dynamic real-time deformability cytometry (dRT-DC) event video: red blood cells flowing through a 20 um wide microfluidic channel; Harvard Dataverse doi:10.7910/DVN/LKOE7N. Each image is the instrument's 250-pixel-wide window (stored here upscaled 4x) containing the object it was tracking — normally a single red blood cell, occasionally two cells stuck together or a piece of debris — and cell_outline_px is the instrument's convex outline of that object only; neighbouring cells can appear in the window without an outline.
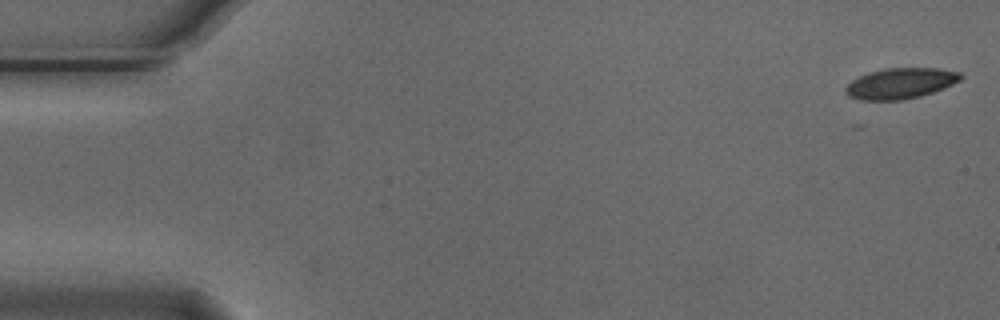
{"species": "Egyptian fruit bat (a non-hibernating species)", "species_latin": "Rousettus aegyptiacus", "temperature_condition": "cold", "stored_images_in_passage": 2, "camera_frame_rate_fps": 3000, "um_per_image_px": 0.085, "animal": {"sex": "male"}, "frame": {"image": 1, "passage_image": 1, "time_ms": 0.0, "image_size_px": [1000, 320], "cell_outline_px": [[964, 76], [960, 80], [944, 88], [920, 96], [904, 100], [860, 100], [848, 96], [844, 92], [844, 88], [852, 80], [868, 72], [884, 68], [936, 68], [960, 72]], "centroid_in_image_um": [76.52, 7.09], "position_along_channel_um": 8.5, "area_um2": 20.69}}